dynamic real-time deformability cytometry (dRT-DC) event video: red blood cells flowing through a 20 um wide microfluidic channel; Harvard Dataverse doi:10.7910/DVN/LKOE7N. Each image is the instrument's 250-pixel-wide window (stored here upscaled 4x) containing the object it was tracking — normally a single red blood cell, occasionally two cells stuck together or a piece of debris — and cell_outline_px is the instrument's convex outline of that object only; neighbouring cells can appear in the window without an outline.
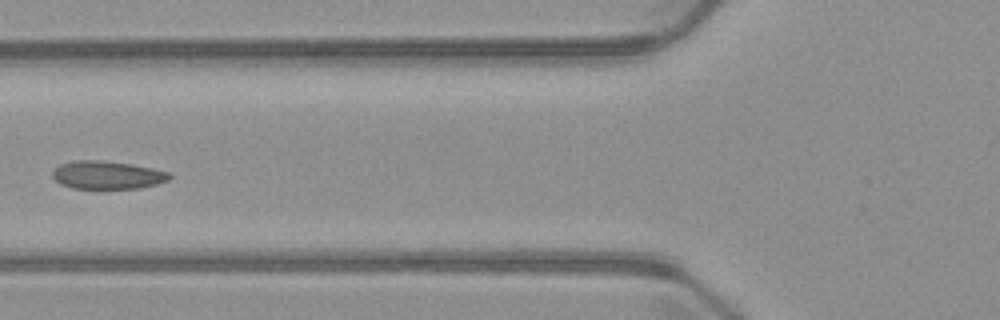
{"species": "common noctule bat (a hibernating species)", "species_latin": "Nyctalus noctula", "temperature_condition": "warm", "stored_images_in_passage": 5, "camera_frame_rate_fps": 3000, "um_per_image_px": 0.085, "animal": {"sex": "male", "body_mass_g": 23.1, "forearm_length_mm": 52.7}, "frame": {"image": 1, "passage_image": 5, "time_ms": 5.0, "image_size_px": [1000, 320], "cell_outline_px": [[172, 176], [168, 180], [156, 184], [140, 188], [72, 188], [60, 184], [52, 176], [52, 172], [60, 164], [76, 160], [104, 160], [132, 164], [152, 168], [168, 172]], "centroid_in_image_um": [9.11, 14.87], "position_along_channel_um": 116.7, "area_um2": 19.07}}